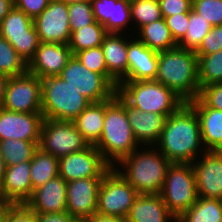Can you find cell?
<instances>
[{"mask_svg":"<svg viewBox=\"0 0 222 222\" xmlns=\"http://www.w3.org/2000/svg\"><path fill=\"white\" fill-rule=\"evenodd\" d=\"M155 147L171 163L181 164H192L206 151L202 143L198 116L188 102L166 118Z\"/></svg>","mask_w":222,"mask_h":222,"instance_id":"obj_1","label":"cell"},{"mask_svg":"<svg viewBox=\"0 0 222 222\" xmlns=\"http://www.w3.org/2000/svg\"><path fill=\"white\" fill-rule=\"evenodd\" d=\"M95 147L110 167L140 147L129 124L126 101L118 93L105 101L103 131Z\"/></svg>","mask_w":222,"mask_h":222,"instance_id":"obj_2","label":"cell"},{"mask_svg":"<svg viewBox=\"0 0 222 222\" xmlns=\"http://www.w3.org/2000/svg\"><path fill=\"white\" fill-rule=\"evenodd\" d=\"M155 80L173 90L185 102L196 99L200 93V85L195 51L178 45L159 51Z\"/></svg>","mask_w":222,"mask_h":222,"instance_id":"obj_3","label":"cell"},{"mask_svg":"<svg viewBox=\"0 0 222 222\" xmlns=\"http://www.w3.org/2000/svg\"><path fill=\"white\" fill-rule=\"evenodd\" d=\"M140 147L114 168L139 194H160L172 163L155 146Z\"/></svg>","mask_w":222,"mask_h":222,"instance_id":"obj_4","label":"cell"},{"mask_svg":"<svg viewBox=\"0 0 222 222\" xmlns=\"http://www.w3.org/2000/svg\"><path fill=\"white\" fill-rule=\"evenodd\" d=\"M117 93L133 108L144 112L171 115L185 101L156 80L123 81Z\"/></svg>","mask_w":222,"mask_h":222,"instance_id":"obj_5","label":"cell"},{"mask_svg":"<svg viewBox=\"0 0 222 222\" xmlns=\"http://www.w3.org/2000/svg\"><path fill=\"white\" fill-rule=\"evenodd\" d=\"M41 80L43 118L73 121L92 103L60 76Z\"/></svg>","mask_w":222,"mask_h":222,"instance_id":"obj_6","label":"cell"},{"mask_svg":"<svg viewBox=\"0 0 222 222\" xmlns=\"http://www.w3.org/2000/svg\"><path fill=\"white\" fill-rule=\"evenodd\" d=\"M160 196L170 213L180 218L198 199L192 164L172 163L166 171Z\"/></svg>","mask_w":222,"mask_h":222,"instance_id":"obj_7","label":"cell"},{"mask_svg":"<svg viewBox=\"0 0 222 222\" xmlns=\"http://www.w3.org/2000/svg\"><path fill=\"white\" fill-rule=\"evenodd\" d=\"M139 193L111 167L102 177L97 199V214L126 219Z\"/></svg>","mask_w":222,"mask_h":222,"instance_id":"obj_8","label":"cell"},{"mask_svg":"<svg viewBox=\"0 0 222 222\" xmlns=\"http://www.w3.org/2000/svg\"><path fill=\"white\" fill-rule=\"evenodd\" d=\"M59 76L92 103L109 100L117 93L104 75L90 71L74 55Z\"/></svg>","mask_w":222,"mask_h":222,"instance_id":"obj_9","label":"cell"},{"mask_svg":"<svg viewBox=\"0 0 222 222\" xmlns=\"http://www.w3.org/2000/svg\"><path fill=\"white\" fill-rule=\"evenodd\" d=\"M89 144L83 139L73 121L44 118L38 147L57 159L84 150Z\"/></svg>","mask_w":222,"mask_h":222,"instance_id":"obj_10","label":"cell"},{"mask_svg":"<svg viewBox=\"0 0 222 222\" xmlns=\"http://www.w3.org/2000/svg\"><path fill=\"white\" fill-rule=\"evenodd\" d=\"M42 80L29 71L8 78L4 100L6 110L20 113H42Z\"/></svg>","mask_w":222,"mask_h":222,"instance_id":"obj_11","label":"cell"},{"mask_svg":"<svg viewBox=\"0 0 222 222\" xmlns=\"http://www.w3.org/2000/svg\"><path fill=\"white\" fill-rule=\"evenodd\" d=\"M0 35L8 40L27 64L40 44L33 19L15 6L0 22Z\"/></svg>","mask_w":222,"mask_h":222,"instance_id":"obj_12","label":"cell"},{"mask_svg":"<svg viewBox=\"0 0 222 222\" xmlns=\"http://www.w3.org/2000/svg\"><path fill=\"white\" fill-rule=\"evenodd\" d=\"M111 167L104 161L95 145L70 153L59 159V175L66 181L103 177Z\"/></svg>","mask_w":222,"mask_h":222,"instance_id":"obj_13","label":"cell"},{"mask_svg":"<svg viewBox=\"0 0 222 222\" xmlns=\"http://www.w3.org/2000/svg\"><path fill=\"white\" fill-rule=\"evenodd\" d=\"M68 6L51 0L40 15L33 19L40 42L68 44L71 35Z\"/></svg>","mask_w":222,"mask_h":222,"instance_id":"obj_14","label":"cell"},{"mask_svg":"<svg viewBox=\"0 0 222 222\" xmlns=\"http://www.w3.org/2000/svg\"><path fill=\"white\" fill-rule=\"evenodd\" d=\"M102 177L67 182L66 212L77 221H85L97 212L98 191Z\"/></svg>","mask_w":222,"mask_h":222,"instance_id":"obj_15","label":"cell"},{"mask_svg":"<svg viewBox=\"0 0 222 222\" xmlns=\"http://www.w3.org/2000/svg\"><path fill=\"white\" fill-rule=\"evenodd\" d=\"M192 166L198 197L222 199V151H205Z\"/></svg>","mask_w":222,"mask_h":222,"instance_id":"obj_16","label":"cell"},{"mask_svg":"<svg viewBox=\"0 0 222 222\" xmlns=\"http://www.w3.org/2000/svg\"><path fill=\"white\" fill-rule=\"evenodd\" d=\"M42 113L13 112L0 107V141L20 139L40 142Z\"/></svg>","mask_w":222,"mask_h":222,"instance_id":"obj_17","label":"cell"},{"mask_svg":"<svg viewBox=\"0 0 222 222\" xmlns=\"http://www.w3.org/2000/svg\"><path fill=\"white\" fill-rule=\"evenodd\" d=\"M72 56L68 44L40 42L35 55L28 63V71L40 79L59 76Z\"/></svg>","mask_w":222,"mask_h":222,"instance_id":"obj_18","label":"cell"},{"mask_svg":"<svg viewBox=\"0 0 222 222\" xmlns=\"http://www.w3.org/2000/svg\"><path fill=\"white\" fill-rule=\"evenodd\" d=\"M30 161L7 166L0 183V199L3 204H26L32 197Z\"/></svg>","mask_w":222,"mask_h":222,"instance_id":"obj_19","label":"cell"},{"mask_svg":"<svg viewBox=\"0 0 222 222\" xmlns=\"http://www.w3.org/2000/svg\"><path fill=\"white\" fill-rule=\"evenodd\" d=\"M129 37H127L128 76L125 81L155 80L158 52L147 47L135 36Z\"/></svg>","mask_w":222,"mask_h":222,"instance_id":"obj_20","label":"cell"},{"mask_svg":"<svg viewBox=\"0 0 222 222\" xmlns=\"http://www.w3.org/2000/svg\"><path fill=\"white\" fill-rule=\"evenodd\" d=\"M92 8L95 20L105 26L107 33L125 34L127 30L131 35L134 32L130 0H92Z\"/></svg>","mask_w":222,"mask_h":222,"instance_id":"obj_21","label":"cell"},{"mask_svg":"<svg viewBox=\"0 0 222 222\" xmlns=\"http://www.w3.org/2000/svg\"><path fill=\"white\" fill-rule=\"evenodd\" d=\"M128 35L108 33L101 44L108 70V80L118 88L128 76L127 37Z\"/></svg>","mask_w":222,"mask_h":222,"instance_id":"obj_22","label":"cell"},{"mask_svg":"<svg viewBox=\"0 0 222 222\" xmlns=\"http://www.w3.org/2000/svg\"><path fill=\"white\" fill-rule=\"evenodd\" d=\"M67 182L58 175L33 191L26 205L35 213H57L66 211Z\"/></svg>","mask_w":222,"mask_h":222,"instance_id":"obj_23","label":"cell"},{"mask_svg":"<svg viewBox=\"0 0 222 222\" xmlns=\"http://www.w3.org/2000/svg\"><path fill=\"white\" fill-rule=\"evenodd\" d=\"M126 112L133 135L141 146H155L164 128L166 118L155 112H144L131 107L126 102Z\"/></svg>","mask_w":222,"mask_h":222,"instance_id":"obj_24","label":"cell"},{"mask_svg":"<svg viewBox=\"0 0 222 222\" xmlns=\"http://www.w3.org/2000/svg\"><path fill=\"white\" fill-rule=\"evenodd\" d=\"M160 194H139L126 217V222H175Z\"/></svg>","mask_w":222,"mask_h":222,"instance_id":"obj_25","label":"cell"},{"mask_svg":"<svg viewBox=\"0 0 222 222\" xmlns=\"http://www.w3.org/2000/svg\"><path fill=\"white\" fill-rule=\"evenodd\" d=\"M199 119L206 151H222V111L212 107H193Z\"/></svg>","mask_w":222,"mask_h":222,"instance_id":"obj_26","label":"cell"},{"mask_svg":"<svg viewBox=\"0 0 222 222\" xmlns=\"http://www.w3.org/2000/svg\"><path fill=\"white\" fill-rule=\"evenodd\" d=\"M105 117V101L91 103L74 120L77 130L89 145H96L101 138Z\"/></svg>","mask_w":222,"mask_h":222,"instance_id":"obj_27","label":"cell"},{"mask_svg":"<svg viewBox=\"0 0 222 222\" xmlns=\"http://www.w3.org/2000/svg\"><path fill=\"white\" fill-rule=\"evenodd\" d=\"M133 34L139 41L157 52L177 46L164 18L140 27Z\"/></svg>","mask_w":222,"mask_h":222,"instance_id":"obj_28","label":"cell"},{"mask_svg":"<svg viewBox=\"0 0 222 222\" xmlns=\"http://www.w3.org/2000/svg\"><path fill=\"white\" fill-rule=\"evenodd\" d=\"M59 159L38 148L30 161V178L32 194L36 188L43 186L47 181L59 175Z\"/></svg>","mask_w":222,"mask_h":222,"instance_id":"obj_29","label":"cell"},{"mask_svg":"<svg viewBox=\"0 0 222 222\" xmlns=\"http://www.w3.org/2000/svg\"><path fill=\"white\" fill-rule=\"evenodd\" d=\"M179 222H222L221 199L201 198L180 217Z\"/></svg>","mask_w":222,"mask_h":222,"instance_id":"obj_30","label":"cell"},{"mask_svg":"<svg viewBox=\"0 0 222 222\" xmlns=\"http://www.w3.org/2000/svg\"><path fill=\"white\" fill-rule=\"evenodd\" d=\"M107 34L105 26L95 20L93 23L71 32L68 46L74 55L76 52L101 46Z\"/></svg>","mask_w":222,"mask_h":222,"instance_id":"obj_31","label":"cell"},{"mask_svg":"<svg viewBox=\"0 0 222 222\" xmlns=\"http://www.w3.org/2000/svg\"><path fill=\"white\" fill-rule=\"evenodd\" d=\"M39 142L8 139L0 141V152L6 166H12L25 161H31Z\"/></svg>","mask_w":222,"mask_h":222,"instance_id":"obj_32","label":"cell"},{"mask_svg":"<svg viewBox=\"0 0 222 222\" xmlns=\"http://www.w3.org/2000/svg\"><path fill=\"white\" fill-rule=\"evenodd\" d=\"M197 57L200 90L210 84L222 83V50Z\"/></svg>","mask_w":222,"mask_h":222,"instance_id":"obj_33","label":"cell"},{"mask_svg":"<svg viewBox=\"0 0 222 222\" xmlns=\"http://www.w3.org/2000/svg\"><path fill=\"white\" fill-rule=\"evenodd\" d=\"M132 27H140L162 19L158 0H130ZM135 24V25H134Z\"/></svg>","mask_w":222,"mask_h":222,"instance_id":"obj_34","label":"cell"},{"mask_svg":"<svg viewBox=\"0 0 222 222\" xmlns=\"http://www.w3.org/2000/svg\"><path fill=\"white\" fill-rule=\"evenodd\" d=\"M28 71V64L13 46L0 35V74L10 78Z\"/></svg>","mask_w":222,"mask_h":222,"instance_id":"obj_35","label":"cell"},{"mask_svg":"<svg viewBox=\"0 0 222 222\" xmlns=\"http://www.w3.org/2000/svg\"><path fill=\"white\" fill-rule=\"evenodd\" d=\"M211 28V24L206 19L204 20L202 16L191 10L189 13V25L185 37L177 45L195 51Z\"/></svg>","mask_w":222,"mask_h":222,"instance_id":"obj_36","label":"cell"},{"mask_svg":"<svg viewBox=\"0 0 222 222\" xmlns=\"http://www.w3.org/2000/svg\"><path fill=\"white\" fill-rule=\"evenodd\" d=\"M71 32L81 29L95 21L92 2L75 3L68 6Z\"/></svg>","mask_w":222,"mask_h":222,"instance_id":"obj_37","label":"cell"},{"mask_svg":"<svg viewBox=\"0 0 222 222\" xmlns=\"http://www.w3.org/2000/svg\"><path fill=\"white\" fill-rule=\"evenodd\" d=\"M192 10L212 27L222 25V0H192Z\"/></svg>","mask_w":222,"mask_h":222,"instance_id":"obj_38","label":"cell"},{"mask_svg":"<svg viewBox=\"0 0 222 222\" xmlns=\"http://www.w3.org/2000/svg\"><path fill=\"white\" fill-rule=\"evenodd\" d=\"M74 56L90 71L104 75L108 79V70L101 46L76 52Z\"/></svg>","mask_w":222,"mask_h":222,"instance_id":"obj_39","label":"cell"},{"mask_svg":"<svg viewBox=\"0 0 222 222\" xmlns=\"http://www.w3.org/2000/svg\"><path fill=\"white\" fill-rule=\"evenodd\" d=\"M188 103L192 107H212L222 111V83L203 87L199 96Z\"/></svg>","mask_w":222,"mask_h":222,"instance_id":"obj_40","label":"cell"},{"mask_svg":"<svg viewBox=\"0 0 222 222\" xmlns=\"http://www.w3.org/2000/svg\"><path fill=\"white\" fill-rule=\"evenodd\" d=\"M222 50V25L214 26L195 50L196 55H210Z\"/></svg>","mask_w":222,"mask_h":222,"instance_id":"obj_41","label":"cell"},{"mask_svg":"<svg viewBox=\"0 0 222 222\" xmlns=\"http://www.w3.org/2000/svg\"><path fill=\"white\" fill-rule=\"evenodd\" d=\"M171 36L176 44L184 37L189 25V13H180L165 18Z\"/></svg>","mask_w":222,"mask_h":222,"instance_id":"obj_42","label":"cell"},{"mask_svg":"<svg viewBox=\"0 0 222 222\" xmlns=\"http://www.w3.org/2000/svg\"><path fill=\"white\" fill-rule=\"evenodd\" d=\"M162 17L173 16L180 13H190L192 0H158Z\"/></svg>","mask_w":222,"mask_h":222,"instance_id":"obj_43","label":"cell"},{"mask_svg":"<svg viewBox=\"0 0 222 222\" xmlns=\"http://www.w3.org/2000/svg\"><path fill=\"white\" fill-rule=\"evenodd\" d=\"M7 222H37V215L26 204H7Z\"/></svg>","mask_w":222,"mask_h":222,"instance_id":"obj_44","label":"cell"},{"mask_svg":"<svg viewBox=\"0 0 222 222\" xmlns=\"http://www.w3.org/2000/svg\"><path fill=\"white\" fill-rule=\"evenodd\" d=\"M51 0H14L15 7L34 19L48 6Z\"/></svg>","mask_w":222,"mask_h":222,"instance_id":"obj_45","label":"cell"},{"mask_svg":"<svg viewBox=\"0 0 222 222\" xmlns=\"http://www.w3.org/2000/svg\"><path fill=\"white\" fill-rule=\"evenodd\" d=\"M37 222H77L66 211L57 213H36Z\"/></svg>","mask_w":222,"mask_h":222,"instance_id":"obj_46","label":"cell"},{"mask_svg":"<svg viewBox=\"0 0 222 222\" xmlns=\"http://www.w3.org/2000/svg\"><path fill=\"white\" fill-rule=\"evenodd\" d=\"M85 222H126V219L118 218L115 216H104L100 214H93Z\"/></svg>","mask_w":222,"mask_h":222,"instance_id":"obj_47","label":"cell"},{"mask_svg":"<svg viewBox=\"0 0 222 222\" xmlns=\"http://www.w3.org/2000/svg\"><path fill=\"white\" fill-rule=\"evenodd\" d=\"M15 6L14 0H0V22Z\"/></svg>","mask_w":222,"mask_h":222,"instance_id":"obj_48","label":"cell"},{"mask_svg":"<svg viewBox=\"0 0 222 222\" xmlns=\"http://www.w3.org/2000/svg\"><path fill=\"white\" fill-rule=\"evenodd\" d=\"M7 80H8V77L0 74V107L4 100L5 87H6Z\"/></svg>","mask_w":222,"mask_h":222,"instance_id":"obj_49","label":"cell"},{"mask_svg":"<svg viewBox=\"0 0 222 222\" xmlns=\"http://www.w3.org/2000/svg\"><path fill=\"white\" fill-rule=\"evenodd\" d=\"M6 163L4 161V158L0 152V183L3 181V178H4V174L6 172Z\"/></svg>","mask_w":222,"mask_h":222,"instance_id":"obj_50","label":"cell"},{"mask_svg":"<svg viewBox=\"0 0 222 222\" xmlns=\"http://www.w3.org/2000/svg\"><path fill=\"white\" fill-rule=\"evenodd\" d=\"M0 222H7V204L0 207Z\"/></svg>","mask_w":222,"mask_h":222,"instance_id":"obj_51","label":"cell"},{"mask_svg":"<svg viewBox=\"0 0 222 222\" xmlns=\"http://www.w3.org/2000/svg\"><path fill=\"white\" fill-rule=\"evenodd\" d=\"M58 1L65 3L67 6L75 3L92 2V0H58Z\"/></svg>","mask_w":222,"mask_h":222,"instance_id":"obj_52","label":"cell"}]
</instances>
